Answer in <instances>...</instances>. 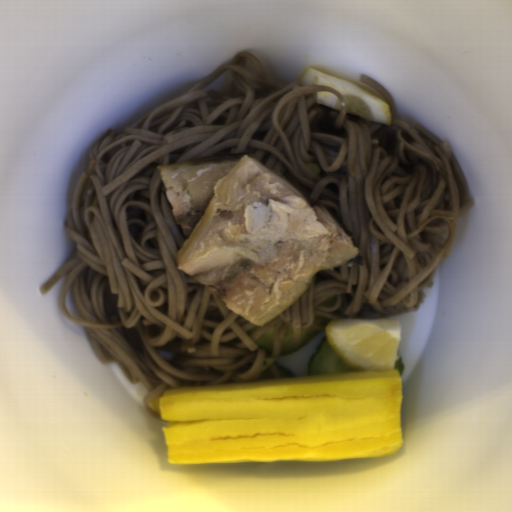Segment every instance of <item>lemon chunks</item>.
Here are the masks:
<instances>
[{"label":"lemon chunks","instance_id":"e0be4373","mask_svg":"<svg viewBox=\"0 0 512 512\" xmlns=\"http://www.w3.org/2000/svg\"><path fill=\"white\" fill-rule=\"evenodd\" d=\"M400 333L401 321L395 319L331 320L325 328V339L352 370H394Z\"/></svg>","mask_w":512,"mask_h":512},{"label":"lemon chunks","instance_id":"ac8584b7","mask_svg":"<svg viewBox=\"0 0 512 512\" xmlns=\"http://www.w3.org/2000/svg\"><path fill=\"white\" fill-rule=\"evenodd\" d=\"M307 86H328L343 96L347 104L346 113H353L361 118L391 126L388 103L365 86L324 70L309 67L300 77V87Z\"/></svg>","mask_w":512,"mask_h":512},{"label":"lemon chunks","instance_id":"65f29858","mask_svg":"<svg viewBox=\"0 0 512 512\" xmlns=\"http://www.w3.org/2000/svg\"><path fill=\"white\" fill-rule=\"evenodd\" d=\"M314 103H319L322 105H326L337 110L342 109V103L338 97V95L333 94L331 92H314Z\"/></svg>","mask_w":512,"mask_h":512}]
</instances>
